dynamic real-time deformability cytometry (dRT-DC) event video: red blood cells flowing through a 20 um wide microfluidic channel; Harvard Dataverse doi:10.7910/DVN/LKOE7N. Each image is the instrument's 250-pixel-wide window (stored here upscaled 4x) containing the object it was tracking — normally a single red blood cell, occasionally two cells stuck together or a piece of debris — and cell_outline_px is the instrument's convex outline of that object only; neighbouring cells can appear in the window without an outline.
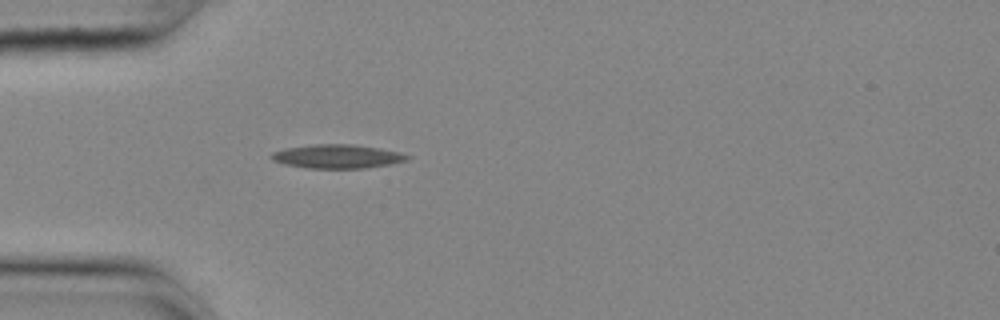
{"species": "common noctule bat (a hibernating species)", "species_latin": "Nyctalus noctula", "temperature_condition": "cold", "stored_images_in_passage": 6, "camera_frame_rate_fps": 3000, "um_per_image_px": 0.085, "animal": {"sex": "female", "body_mass_g": 25.1}, "frame": {"image": 1, "passage_image": 1, "time_ms": 0.0, "image_size_px": [1000, 320], "cell_outline_px": [[412, 156], [408, 160], [388, 164], [364, 168], [308, 168], [284, 164], [272, 160], [268, 156], [272, 152], [284, 148], [316, 144], [352, 144], [380, 148], [400, 152]], "centroid_in_image_um": [28.65, 13.29], "position_along_channel_um": 56.4, "area_um2": 18.9}}
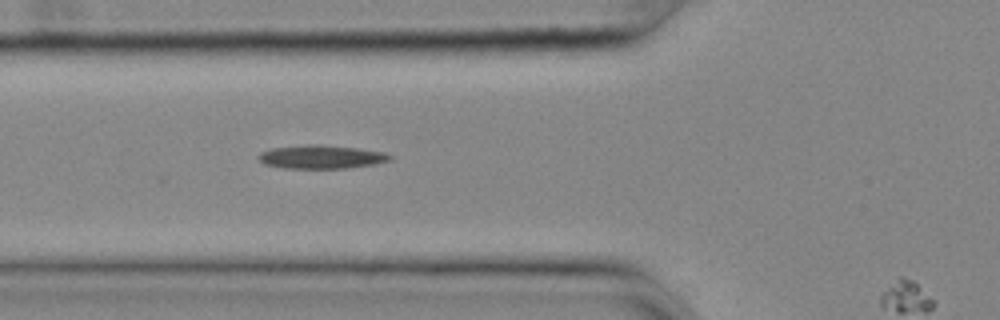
{"frame": {"image": 2, "passage_image": 5, "time_ms": 1.333, "image_size_px": [1000, 320], "cell_outline_px": [[392, 160], [372, 164], [344, 168], [284, 168], [264, 164], [256, 156], [260, 152], [272, 148], [312, 144], [320, 144], [356, 148], [384, 152], [392, 156]], "centroid_in_image_um": [27.28, 13.33], "position_along_channel_um": 98.5, "area_um2": 17.86}}